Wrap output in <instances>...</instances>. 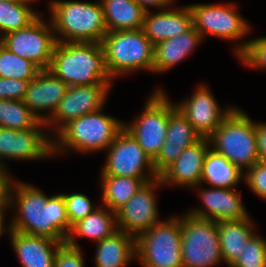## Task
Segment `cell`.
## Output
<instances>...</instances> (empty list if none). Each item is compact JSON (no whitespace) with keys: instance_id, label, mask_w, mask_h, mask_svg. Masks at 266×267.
Here are the masks:
<instances>
[{"instance_id":"obj_1","label":"cell","mask_w":266,"mask_h":267,"mask_svg":"<svg viewBox=\"0 0 266 267\" xmlns=\"http://www.w3.org/2000/svg\"><path fill=\"white\" fill-rule=\"evenodd\" d=\"M14 204L18 213L10 223L12 231L66 242L72 226L63 194L49 197L32 185L16 181L11 196V206Z\"/></svg>"},{"instance_id":"obj_2","label":"cell","mask_w":266,"mask_h":267,"mask_svg":"<svg viewBox=\"0 0 266 267\" xmlns=\"http://www.w3.org/2000/svg\"><path fill=\"white\" fill-rule=\"evenodd\" d=\"M48 70L68 86L112 83L102 45L97 42H57Z\"/></svg>"},{"instance_id":"obj_3","label":"cell","mask_w":266,"mask_h":267,"mask_svg":"<svg viewBox=\"0 0 266 267\" xmlns=\"http://www.w3.org/2000/svg\"><path fill=\"white\" fill-rule=\"evenodd\" d=\"M57 42L101 43L108 32L101 3L58 1L49 4Z\"/></svg>"},{"instance_id":"obj_4","label":"cell","mask_w":266,"mask_h":267,"mask_svg":"<svg viewBox=\"0 0 266 267\" xmlns=\"http://www.w3.org/2000/svg\"><path fill=\"white\" fill-rule=\"evenodd\" d=\"M124 128V123L116 118L102 114L101 110L83 115L69 121L55 135L53 154L74 149L78 152L106 150L116 135Z\"/></svg>"},{"instance_id":"obj_5","label":"cell","mask_w":266,"mask_h":267,"mask_svg":"<svg viewBox=\"0 0 266 267\" xmlns=\"http://www.w3.org/2000/svg\"><path fill=\"white\" fill-rule=\"evenodd\" d=\"M209 141L212 149L225 156L243 172L260 161L256 142V123L241 109L234 107L209 137Z\"/></svg>"},{"instance_id":"obj_6","label":"cell","mask_w":266,"mask_h":267,"mask_svg":"<svg viewBox=\"0 0 266 267\" xmlns=\"http://www.w3.org/2000/svg\"><path fill=\"white\" fill-rule=\"evenodd\" d=\"M101 45L111 79L141 69L153 72L154 44L142 29L107 32Z\"/></svg>"},{"instance_id":"obj_7","label":"cell","mask_w":266,"mask_h":267,"mask_svg":"<svg viewBox=\"0 0 266 267\" xmlns=\"http://www.w3.org/2000/svg\"><path fill=\"white\" fill-rule=\"evenodd\" d=\"M179 217L159 220L136 237V257L142 267H183Z\"/></svg>"},{"instance_id":"obj_8","label":"cell","mask_w":266,"mask_h":267,"mask_svg":"<svg viewBox=\"0 0 266 267\" xmlns=\"http://www.w3.org/2000/svg\"><path fill=\"white\" fill-rule=\"evenodd\" d=\"M180 222L183 267H212L223 261L217 221L187 213Z\"/></svg>"},{"instance_id":"obj_9","label":"cell","mask_w":266,"mask_h":267,"mask_svg":"<svg viewBox=\"0 0 266 267\" xmlns=\"http://www.w3.org/2000/svg\"><path fill=\"white\" fill-rule=\"evenodd\" d=\"M170 117L169 97L155 90L148 98L140 117L124 128L135 138L145 153L154 160L165 142Z\"/></svg>"},{"instance_id":"obj_10","label":"cell","mask_w":266,"mask_h":267,"mask_svg":"<svg viewBox=\"0 0 266 267\" xmlns=\"http://www.w3.org/2000/svg\"><path fill=\"white\" fill-rule=\"evenodd\" d=\"M0 43L10 52L32 61L43 70L50 67L57 41L51 21L48 25L38 16L27 27L2 36Z\"/></svg>"},{"instance_id":"obj_11","label":"cell","mask_w":266,"mask_h":267,"mask_svg":"<svg viewBox=\"0 0 266 267\" xmlns=\"http://www.w3.org/2000/svg\"><path fill=\"white\" fill-rule=\"evenodd\" d=\"M106 150L108 153L102 175L159 178L153 160L125 128L116 135L114 142Z\"/></svg>"},{"instance_id":"obj_12","label":"cell","mask_w":266,"mask_h":267,"mask_svg":"<svg viewBox=\"0 0 266 267\" xmlns=\"http://www.w3.org/2000/svg\"><path fill=\"white\" fill-rule=\"evenodd\" d=\"M193 16V26L201 34L225 40H239L245 37L250 25L239 14L235 4H194L189 5Z\"/></svg>"},{"instance_id":"obj_13","label":"cell","mask_w":266,"mask_h":267,"mask_svg":"<svg viewBox=\"0 0 266 267\" xmlns=\"http://www.w3.org/2000/svg\"><path fill=\"white\" fill-rule=\"evenodd\" d=\"M110 88V85L69 86L66 95L45 122L47 129L53 125L51 129L57 133L69 121L102 110Z\"/></svg>"},{"instance_id":"obj_14","label":"cell","mask_w":266,"mask_h":267,"mask_svg":"<svg viewBox=\"0 0 266 267\" xmlns=\"http://www.w3.org/2000/svg\"><path fill=\"white\" fill-rule=\"evenodd\" d=\"M160 186L163 187L160 178L144 184L116 212L119 230L137 237L159 222L155 188Z\"/></svg>"},{"instance_id":"obj_15","label":"cell","mask_w":266,"mask_h":267,"mask_svg":"<svg viewBox=\"0 0 266 267\" xmlns=\"http://www.w3.org/2000/svg\"><path fill=\"white\" fill-rule=\"evenodd\" d=\"M45 128L24 130L0 127V168L6 169L1 159L36 160L53 155V139Z\"/></svg>"},{"instance_id":"obj_16","label":"cell","mask_w":266,"mask_h":267,"mask_svg":"<svg viewBox=\"0 0 266 267\" xmlns=\"http://www.w3.org/2000/svg\"><path fill=\"white\" fill-rule=\"evenodd\" d=\"M191 98L176 104L202 138H209L233 109L220 110L213 94L205 85L197 86Z\"/></svg>"},{"instance_id":"obj_17","label":"cell","mask_w":266,"mask_h":267,"mask_svg":"<svg viewBox=\"0 0 266 267\" xmlns=\"http://www.w3.org/2000/svg\"><path fill=\"white\" fill-rule=\"evenodd\" d=\"M201 138L183 113L177 109L175 104L170 102V117L165 142L153 160L157 174L160 175L177 160L185 148L193 145Z\"/></svg>"},{"instance_id":"obj_18","label":"cell","mask_w":266,"mask_h":267,"mask_svg":"<svg viewBox=\"0 0 266 267\" xmlns=\"http://www.w3.org/2000/svg\"><path fill=\"white\" fill-rule=\"evenodd\" d=\"M210 147L209 138H201L185 148L177 160L159 175L162 185L172 183L180 187L190 186V188L201 186L204 159Z\"/></svg>"},{"instance_id":"obj_19","label":"cell","mask_w":266,"mask_h":267,"mask_svg":"<svg viewBox=\"0 0 266 267\" xmlns=\"http://www.w3.org/2000/svg\"><path fill=\"white\" fill-rule=\"evenodd\" d=\"M68 88L69 86L50 70L43 69L29 81L23 101L33 114L45 123L66 95ZM40 111H51V114L49 116L41 115Z\"/></svg>"},{"instance_id":"obj_20","label":"cell","mask_w":266,"mask_h":267,"mask_svg":"<svg viewBox=\"0 0 266 267\" xmlns=\"http://www.w3.org/2000/svg\"><path fill=\"white\" fill-rule=\"evenodd\" d=\"M199 192L205 210L196 208L188 212L190 215L217 222L242 220L249 217L240 194L235 189L212 187L200 189Z\"/></svg>"},{"instance_id":"obj_21","label":"cell","mask_w":266,"mask_h":267,"mask_svg":"<svg viewBox=\"0 0 266 267\" xmlns=\"http://www.w3.org/2000/svg\"><path fill=\"white\" fill-rule=\"evenodd\" d=\"M8 230L11 245L22 267H54L58 249L65 242L12 231L10 226Z\"/></svg>"},{"instance_id":"obj_22","label":"cell","mask_w":266,"mask_h":267,"mask_svg":"<svg viewBox=\"0 0 266 267\" xmlns=\"http://www.w3.org/2000/svg\"><path fill=\"white\" fill-rule=\"evenodd\" d=\"M193 26V16L189 6L183 8L162 9L156 14L146 12L142 30L155 45L161 41L178 36Z\"/></svg>"},{"instance_id":"obj_23","label":"cell","mask_w":266,"mask_h":267,"mask_svg":"<svg viewBox=\"0 0 266 267\" xmlns=\"http://www.w3.org/2000/svg\"><path fill=\"white\" fill-rule=\"evenodd\" d=\"M201 34L192 26L173 38L154 45L153 72H166L180 63L202 41Z\"/></svg>"},{"instance_id":"obj_24","label":"cell","mask_w":266,"mask_h":267,"mask_svg":"<svg viewBox=\"0 0 266 267\" xmlns=\"http://www.w3.org/2000/svg\"><path fill=\"white\" fill-rule=\"evenodd\" d=\"M96 267H125L136 258V237L118 230L97 242Z\"/></svg>"},{"instance_id":"obj_25","label":"cell","mask_w":266,"mask_h":267,"mask_svg":"<svg viewBox=\"0 0 266 267\" xmlns=\"http://www.w3.org/2000/svg\"><path fill=\"white\" fill-rule=\"evenodd\" d=\"M118 230L116 213L108 207H98L94 212L72 225L66 243L73 247H79L75 236H87L98 242L111 236Z\"/></svg>"},{"instance_id":"obj_26","label":"cell","mask_w":266,"mask_h":267,"mask_svg":"<svg viewBox=\"0 0 266 267\" xmlns=\"http://www.w3.org/2000/svg\"><path fill=\"white\" fill-rule=\"evenodd\" d=\"M250 217L242 220L217 222L222 260L230 267L242 254L248 240L254 235Z\"/></svg>"},{"instance_id":"obj_27","label":"cell","mask_w":266,"mask_h":267,"mask_svg":"<svg viewBox=\"0 0 266 267\" xmlns=\"http://www.w3.org/2000/svg\"><path fill=\"white\" fill-rule=\"evenodd\" d=\"M108 32L142 29L146 11L134 0H101Z\"/></svg>"},{"instance_id":"obj_28","label":"cell","mask_w":266,"mask_h":267,"mask_svg":"<svg viewBox=\"0 0 266 267\" xmlns=\"http://www.w3.org/2000/svg\"><path fill=\"white\" fill-rule=\"evenodd\" d=\"M244 177L243 171L225 156L211 147L206 153L202 168L201 184L206 182L214 188L235 189Z\"/></svg>"},{"instance_id":"obj_29","label":"cell","mask_w":266,"mask_h":267,"mask_svg":"<svg viewBox=\"0 0 266 267\" xmlns=\"http://www.w3.org/2000/svg\"><path fill=\"white\" fill-rule=\"evenodd\" d=\"M102 201L105 207L117 212L146 183L157 178H134L101 175Z\"/></svg>"},{"instance_id":"obj_30","label":"cell","mask_w":266,"mask_h":267,"mask_svg":"<svg viewBox=\"0 0 266 267\" xmlns=\"http://www.w3.org/2000/svg\"><path fill=\"white\" fill-rule=\"evenodd\" d=\"M0 127L15 130L46 128L23 100H0Z\"/></svg>"},{"instance_id":"obj_31","label":"cell","mask_w":266,"mask_h":267,"mask_svg":"<svg viewBox=\"0 0 266 267\" xmlns=\"http://www.w3.org/2000/svg\"><path fill=\"white\" fill-rule=\"evenodd\" d=\"M32 1L34 0L0 1V38L9 32L27 27L39 16L29 6Z\"/></svg>"},{"instance_id":"obj_32","label":"cell","mask_w":266,"mask_h":267,"mask_svg":"<svg viewBox=\"0 0 266 267\" xmlns=\"http://www.w3.org/2000/svg\"><path fill=\"white\" fill-rule=\"evenodd\" d=\"M40 70L32 61L10 52L0 43V78L30 81Z\"/></svg>"},{"instance_id":"obj_33","label":"cell","mask_w":266,"mask_h":267,"mask_svg":"<svg viewBox=\"0 0 266 267\" xmlns=\"http://www.w3.org/2000/svg\"><path fill=\"white\" fill-rule=\"evenodd\" d=\"M235 49L237 57L247 66L266 69V37L244 41Z\"/></svg>"},{"instance_id":"obj_34","label":"cell","mask_w":266,"mask_h":267,"mask_svg":"<svg viewBox=\"0 0 266 267\" xmlns=\"http://www.w3.org/2000/svg\"><path fill=\"white\" fill-rule=\"evenodd\" d=\"M230 267H266V240L254 234Z\"/></svg>"},{"instance_id":"obj_35","label":"cell","mask_w":266,"mask_h":267,"mask_svg":"<svg viewBox=\"0 0 266 267\" xmlns=\"http://www.w3.org/2000/svg\"><path fill=\"white\" fill-rule=\"evenodd\" d=\"M63 198L66 203L68 221L71 226L98 208H94L89 197L82 193L63 194Z\"/></svg>"},{"instance_id":"obj_36","label":"cell","mask_w":266,"mask_h":267,"mask_svg":"<svg viewBox=\"0 0 266 267\" xmlns=\"http://www.w3.org/2000/svg\"><path fill=\"white\" fill-rule=\"evenodd\" d=\"M246 172L243 178L248 187L258 197L266 200V162L258 161Z\"/></svg>"},{"instance_id":"obj_37","label":"cell","mask_w":266,"mask_h":267,"mask_svg":"<svg viewBox=\"0 0 266 267\" xmlns=\"http://www.w3.org/2000/svg\"><path fill=\"white\" fill-rule=\"evenodd\" d=\"M79 247H73L66 242L57 252L54 267H84L83 254Z\"/></svg>"},{"instance_id":"obj_38","label":"cell","mask_w":266,"mask_h":267,"mask_svg":"<svg viewBox=\"0 0 266 267\" xmlns=\"http://www.w3.org/2000/svg\"><path fill=\"white\" fill-rule=\"evenodd\" d=\"M29 81L0 78V100H23Z\"/></svg>"},{"instance_id":"obj_39","label":"cell","mask_w":266,"mask_h":267,"mask_svg":"<svg viewBox=\"0 0 266 267\" xmlns=\"http://www.w3.org/2000/svg\"><path fill=\"white\" fill-rule=\"evenodd\" d=\"M15 181L9 177L7 169L0 168V211L11 207V196Z\"/></svg>"},{"instance_id":"obj_40","label":"cell","mask_w":266,"mask_h":267,"mask_svg":"<svg viewBox=\"0 0 266 267\" xmlns=\"http://www.w3.org/2000/svg\"><path fill=\"white\" fill-rule=\"evenodd\" d=\"M256 142L259 160L266 162V123L256 122Z\"/></svg>"},{"instance_id":"obj_41","label":"cell","mask_w":266,"mask_h":267,"mask_svg":"<svg viewBox=\"0 0 266 267\" xmlns=\"http://www.w3.org/2000/svg\"><path fill=\"white\" fill-rule=\"evenodd\" d=\"M146 12L149 11L148 6L165 9L171 6L174 0H134ZM168 6V7H167Z\"/></svg>"},{"instance_id":"obj_42","label":"cell","mask_w":266,"mask_h":267,"mask_svg":"<svg viewBox=\"0 0 266 267\" xmlns=\"http://www.w3.org/2000/svg\"><path fill=\"white\" fill-rule=\"evenodd\" d=\"M4 213H6V211H0V236L2 235L3 233V230L5 229L3 226H4Z\"/></svg>"},{"instance_id":"obj_43","label":"cell","mask_w":266,"mask_h":267,"mask_svg":"<svg viewBox=\"0 0 266 267\" xmlns=\"http://www.w3.org/2000/svg\"><path fill=\"white\" fill-rule=\"evenodd\" d=\"M0 1H5V2H19V1H24V0H0Z\"/></svg>"}]
</instances>
